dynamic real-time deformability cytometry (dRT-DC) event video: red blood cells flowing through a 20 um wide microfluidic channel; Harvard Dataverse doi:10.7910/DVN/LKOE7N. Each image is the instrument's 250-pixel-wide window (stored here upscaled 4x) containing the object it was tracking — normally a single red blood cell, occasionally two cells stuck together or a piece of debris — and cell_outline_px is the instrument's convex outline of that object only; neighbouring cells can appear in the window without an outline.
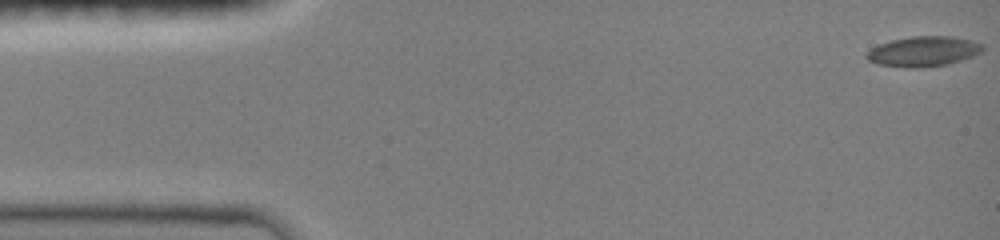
{"species": "common noctule bat (a hibernating species)", "species_latin": "Nyctalus noctula", "temperature_condition": "room temperature", "stored_images_in_passage": 48, "camera_frame_rate_fps": 3000, "um_per_image_px": 0.085, "animal": {"sex": "female", "body_mass_g": 19.0, "forearm_length_mm": 51.5}, "frame": {"image": 1, "passage_image": 1, "time_ms": 0.0, "image_size_px": [1000, 240], "cell_outline_px": [[984, 48], [980, 52], [972, 56], [948, 64], [924, 68], [904, 68], [876, 64], [868, 60], [864, 56], [864, 52], [880, 44], [892, 40], [912, 36], [948, 36], [972, 40], [984, 44]], "centroid_in_image_um": [78.45, 4.38], "position_along_channel_um": 6.5, "area_um2": 20.58}}
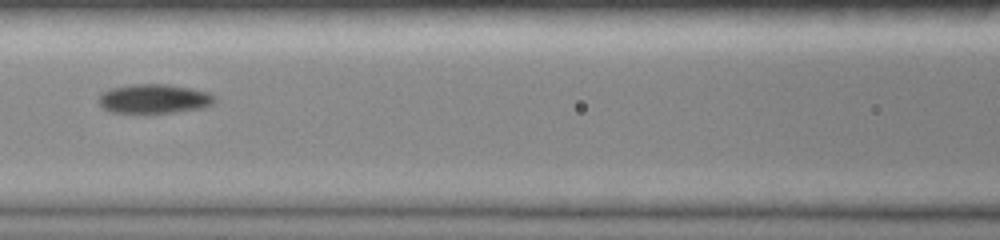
{"frame": {"image": 2, "passage_image": 21, "time_ms": 6.667, "image_size_px": [1000, 240], "cell_outline_px": [[216, 100], [212, 104], [204, 108], [148, 116], [144, 116], [112, 112], [104, 108], [100, 104], [100, 92], [112, 88], [132, 84], [168, 84], [192, 88], [208, 92], [216, 96]], "centroid_in_image_um": [13.11, 8.44], "position_along_channel_um": 153.5, "area_um2": 20.69}}
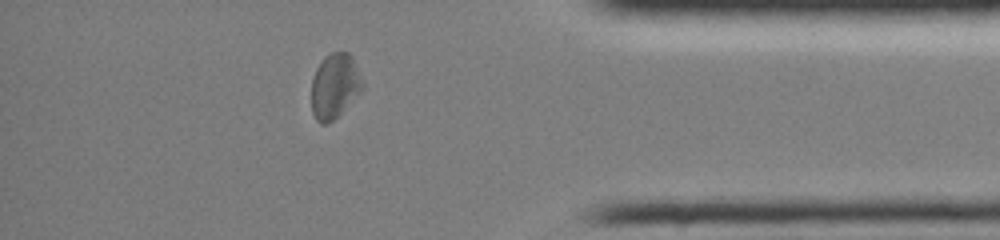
{"frame": {"image": 3, "passage_image": 41, "time_ms": 13.333, "image_size_px": [1000, 240], "cell_outline_px": [[364, 88], [332, 120], [324, 124], [320, 124], [316, 120], [312, 112], [312, 80], [316, 68], [320, 60], [324, 56], [332, 52], [348, 52], [352, 56], [364, 84]], "centroid_in_image_um": [28.44, 7.27], "position_along_channel_um": 406.8, "area_um2": 19.13}, "authors_computed_cell_mechanics": {"area_um2": 19.363, "velocity_mm_per_s": 4.0291, "shape_relaxation_time_tau1_ms": 5.9472, "shape_relaxation_time_tau2_ms": 6.4641, "deformation_change_tau1": 0.1237, "deformation_change_tau2": 0.1136}}